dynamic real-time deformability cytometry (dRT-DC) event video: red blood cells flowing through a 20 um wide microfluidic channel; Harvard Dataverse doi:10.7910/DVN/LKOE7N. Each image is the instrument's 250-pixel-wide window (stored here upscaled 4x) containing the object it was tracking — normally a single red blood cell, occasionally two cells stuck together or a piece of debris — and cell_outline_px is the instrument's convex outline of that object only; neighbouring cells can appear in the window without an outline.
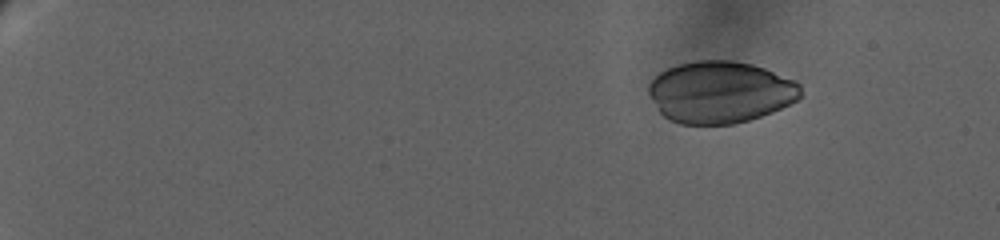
{"species": "human", "species_latin": "Homo sapiens", "temperature_condition": "warm", "stored_images_in_passage": 28, "camera_frame_rate_fps": 3000, "um_per_image_px": 0.085, "donor": {"sex": "female"}, "frame": {"image": 1, "passage_image": 1, "time_ms": 0.0, "image_size_px": [1000, 240], "cell_outline_px": [[800, 96], [796, 100], [772, 112], [748, 120], [732, 124], [680, 124], [664, 116], [660, 112], [648, 92], [648, 84], [660, 72], [668, 68], [680, 64], [700, 60], [732, 60], [752, 64], [764, 68], [796, 80], [800, 84]], "centroid_in_image_um": [61.22, 7.82], "position_along_channel_um": 23.8, "area_um2": 54.51}}
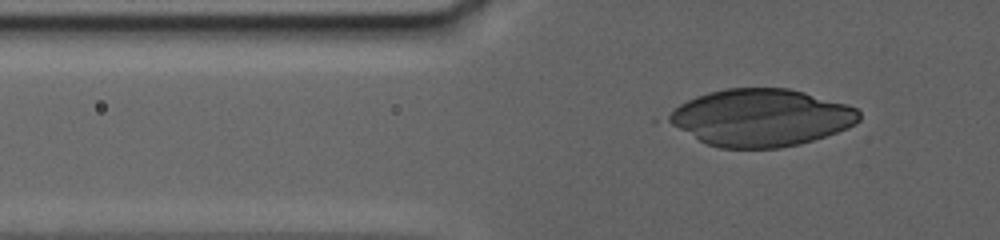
{"frame": {"image": 2, "passage_image": 21, "time_ms": 6.0, "image_size_px": [1000, 240], "cell_outline_px": [[860, 120], [856, 124], [848, 128], [800, 144], [780, 148], [720, 148], [708, 144], [700, 140], [664, 120], [664, 116], [680, 104], [696, 96], [708, 92], [728, 88], [788, 88], [804, 92], [848, 104], [856, 108], [860, 112]], "centroid_in_image_um": [64.69, 9.99], "position_along_channel_um": 61.1, "area_um2": 63.46}}